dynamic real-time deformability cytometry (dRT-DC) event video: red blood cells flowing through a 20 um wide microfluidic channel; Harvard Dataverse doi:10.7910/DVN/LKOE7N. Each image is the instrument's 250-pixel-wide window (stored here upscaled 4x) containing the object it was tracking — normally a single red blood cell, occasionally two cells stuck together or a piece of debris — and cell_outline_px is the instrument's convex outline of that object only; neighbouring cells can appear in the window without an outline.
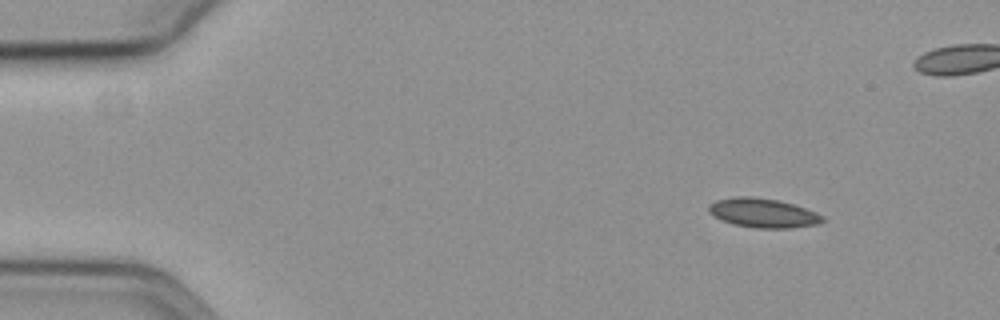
{"species": "common noctule bat (a hibernating species)", "species_latin": "Nyctalus noctula", "temperature_condition": "cold", "stored_images_in_passage": 17, "camera_frame_rate_fps": 3000, "um_per_image_px": 0.085, "animal": {"sex": "female", "body_mass_g": 19.3, "forearm_length_mm": 54.1}, "frame": {"image": 1, "passage_image": 1, "time_ms": 0.0, "image_size_px": [1000, 320], "cell_outline_px": [[824, 220], [820, 224], [788, 228], [756, 228], [732, 224], [708, 212], [708, 204], [716, 200], [732, 196], [752, 196], [776, 200], [792, 204], [816, 212], [824, 216]], "centroid_in_image_um": [64.85, 18.1], "position_along_channel_um": 20.2, "area_um2": 19.36}}